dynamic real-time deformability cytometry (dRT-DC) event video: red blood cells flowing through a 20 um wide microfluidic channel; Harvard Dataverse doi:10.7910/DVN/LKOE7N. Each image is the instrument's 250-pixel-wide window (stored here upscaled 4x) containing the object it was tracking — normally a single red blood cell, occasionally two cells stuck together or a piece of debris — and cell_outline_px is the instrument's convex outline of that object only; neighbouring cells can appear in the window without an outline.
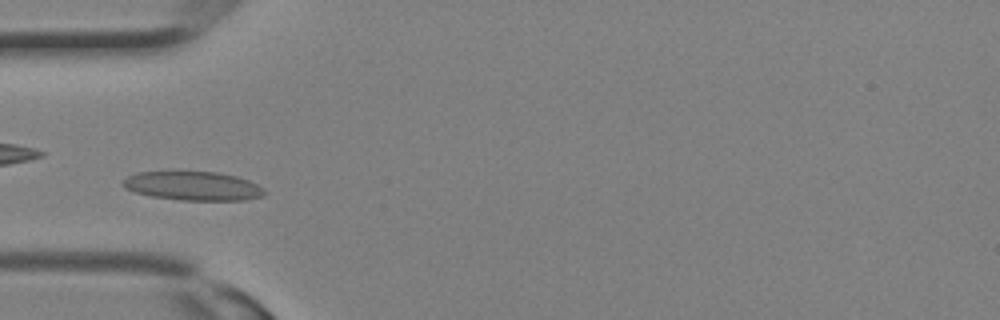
{"species": "Egyptian fruit bat (a non-hibernating species)", "species_latin": "Rousettus aegyptiacus", "temperature_condition": "room temperature", "stored_images_in_passage": 18, "camera_frame_rate_fps": 3000, "um_per_image_px": 0.085, "animal": {"sex": "female"}, "frame": {"image": 1, "passage_image": 11, "time_ms": 3.333, "image_size_px": [1000, 320], "cell_outline_px": [[268, 192], [264, 196], [244, 200], [180, 200], [152, 196], [136, 192], [124, 188], [120, 184], [128, 176], [136, 172], [216, 172], [236, 176], [248, 180], [264, 188]], "centroid_in_image_um": [16.43, 15.81], "position_along_channel_um": 68.6, "area_um2": 23.81}}
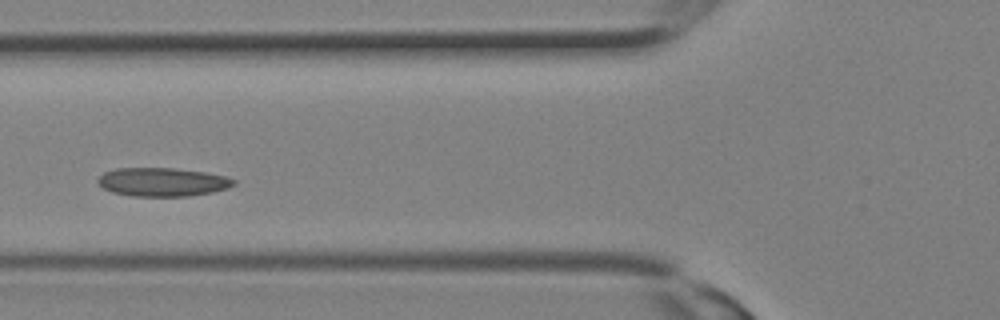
{"frame": {"image": 2, "passage_image": 13, "time_ms": 4.0, "image_size_px": [1000, 320], "cell_outline_px": [[236, 184], [228, 188], [212, 192], [188, 196], [132, 196], [112, 192], [104, 188], [96, 180], [104, 172], [116, 168], [172, 168], [204, 172], [224, 176], [236, 180]], "centroid_in_image_um": [13.81, 15.47], "position_along_channel_um": 112.0, "area_um2": 22.54}}